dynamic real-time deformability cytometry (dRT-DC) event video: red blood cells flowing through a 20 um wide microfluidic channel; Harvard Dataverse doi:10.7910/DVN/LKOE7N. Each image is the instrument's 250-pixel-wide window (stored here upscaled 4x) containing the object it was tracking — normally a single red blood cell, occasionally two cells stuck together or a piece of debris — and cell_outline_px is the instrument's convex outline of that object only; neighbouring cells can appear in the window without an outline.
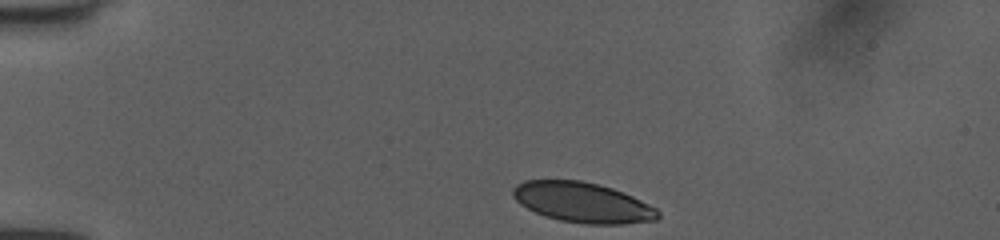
{"species": "human", "species_latin": "Homo sapiens", "temperature_condition": "room temperature", "stored_images_in_passage": 41, "camera_frame_rate_fps": 3000, "um_per_image_px": 0.085, "donor": {"sex": "female"}, "frame": {"image": 1, "passage_image": 1, "time_ms": 0.0, "image_size_px": [1000, 240], "cell_outline_px": [[660, 216], [656, 220], [624, 224], [584, 224], [560, 220], [544, 216], [520, 204], [512, 196], [512, 188], [516, 184], [524, 180], [580, 180], [612, 188], [632, 196], [656, 208], [660, 212]], "centroid_in_image_um": [49.5, 17.21], "position_along_channel_um": 35.5, "area_um2": 33.93}}
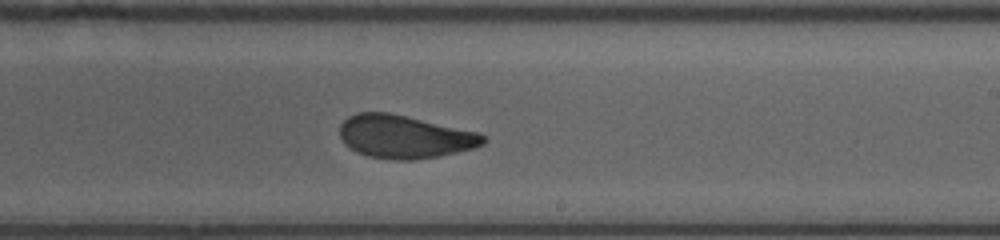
{"frame": {"image": 2, "passage_image": 22, "time_ms": 7.0, "image_size_px": [1000, 240], "cell_outline_px": [[488, 140], [484, 144], [472, 148], [440, 156], [416, 160], [392, 160], [368, 156], [356, 152], [344, 144], [340, 136], [340, 124], [348, 116], [356, 112], [388, 112], [480, 132], [488, 136]], "centroid_in_image_um": [34.4, 11.62], "position_along_channel_um": 254.6, "area_um2": 36.41}}
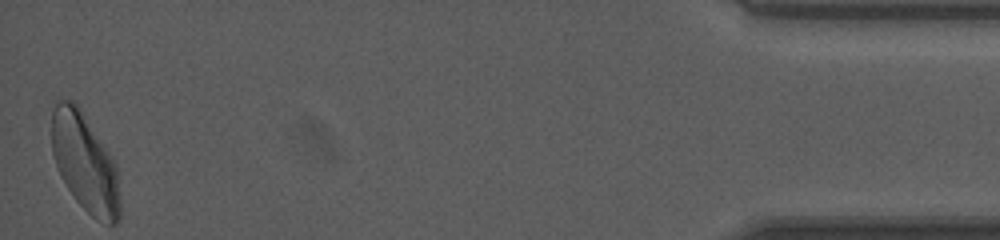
{"frame": {"image": 3, "passage_image": 41, "time_ms": 13.333, "image_size_px": [1000, 240], "cell_outline_px": [[120, 220], [116, 224], [108, 224], [96, 220], [76, 200], [60, 176], [52, 152], [52, 112], [56, 100], [72, 100], [80, 108], [116, 164], [120, 196]], "centroid_in_image_um": [7.23, 13.85], "position_along_channel_um": 428.0, "area_um2": 38.96}, "authors_computed_cell_mechanics": {"area_um2": 36.9342, "velocity_mm_per_s": 4.0016, "shape_relaxation_time_tau1_ms": 4.4325, "shape_relaxation_time_tau2_ms": 1.2363, "deformation_change_tau1": 0.1486, "deformation_change_tau2": 0.0721}}